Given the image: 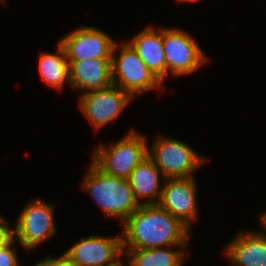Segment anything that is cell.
Wrapping results in <instances>:
<instances>
[{
	"instance_id": "obj_1",
	"label": "cell",
	"mask_w": 266,
	"mask_h": 266,
	"mask_svg": "<svg viewBox=\"0 0 266 266\" xmlns=\"http://www.w3.org/2000/svg\"><path fill=\"white\" fill-rule=\"evenodd\" d=\"M122 250L187 248L189 228L158 204H140L123 223ZM127 248V249H126Z\"/></svg>"
},
{
	"instance_id": "obj_2",
	"label": "cell",
	"mask_w": 266,
	"mask_h": 266,
	"mask_svg": "<svg viewBox=\"0 0 266 266\" xmlns=\"http://www.w3.org/2000/svg\"><path fill=\"white\" fill-rule=\"evenodd\" d=\"M83 187L99 204L107 216L120 217L122 223L136 211L138 203L128 179L102 172L93 162L88 169Z\"/></svg>"
},
{
	"instance_id": "obj_3",
	"label": "cell",
	"mask_w": 266,
	"mask_h": 266,
	"mask_svg": "<svg viewBox=\"0 0 266 266\" xmlns=\"http://www.w3.org/2000/svg\"><path fill=\"white\" fill-rule=\"evenodd\" d=\"M146 138L131 131L111 148L99 146L93 163L104 173L128 179L131 172L148 157Z\"/></svg>"
},
{
	"instance_id": "obj_4",
	"label": "cell",
	"mask_w": 266,
	"mask_h": 266,
	"mask_svg": "<svg viewBox=\"0 0 266 266\" xmlns=\"http://www.w3.org/2000/svg\"><path fill=\"white\" fill-rule=\"evenodd\" d=\"M116 49L117 44L115 43L111 57V77L114 85L132 98L134 94L162 86L163 83L147 67L128 42L122 44L119 58L114 55ZM117 76L119 77L118 82Z\"/></svg>"
},
{
	"instance_id": "obj_5",
	"label": "cell",
	"mask_w": 266,
	"mask_h": 266,
	"mask_svg": "<svg viewBox=\"0 0 266 266\" xmlns=\"http://www.w3.org/2000/svg\"><path fill=\"white\" fill-rule=\"evenodd\" d=\"M148 157L166 178L191 177L194 170L203 162V158L183 141L163 138L154 141Z\"/></svg>"
},
{
	"instance_id": "obj_6",
	"label": "cell",
	"mask_w": 266,
	"mask_h": 266,
	"mask_svg": "<svg viewBox=\"0 0 266 266\" xmlns=\"http://www.w3.org/2000/svg\"><path fill=\"white\" fill-rule=\"evenodd\" d=\"M166 59V74L177 77L196 71L206 57L198 44L187 33L177 29H162Z\"/></svg>"
},
{
	"instance_id": "obj_7",
	"label": "cell",
	"mask_w": 266,
	"mask_h": 266,
	"mask_svg": "<svg viewBox=\"0 0 266 266\" xmlns=\"http://www.w3.org/2000/svg\"><path fill=\"white\" fill-rule=\"evenodd\" d=\"M53 206L45 202L34 200L23 209L18 217L14 237L23 248L32 249L45 239L55 234Z\"/></svg>"
},
{
	"instance_id": "obj_8",
	"label": "cell",
	"mask_w": 266,
	"mask_h": 266,
	"mask_svg": "<svg viewBox=\"0 0 266 266\" xmlns=\"http://www.w3.org/2000/svg\"><path fill=\"white\" fill-rule=\"evenodd\" d=\"M133 98L118 86L83 93L79 105L97 130L117 119L121 111Z\"/></svg>"
},
{
	"instance_id": "obj_9",
	"label": "cell",
	"mask_w": 266,
	"mask_h": 266,
	"mask_svg": "<svg viewBox=\"0 0 266 266\" xmlns=\"http://www.w3.org/2000/svg\"><path fill=\"white\" fill-rule=\"evenodd\" d=\"M68 61L111 58L115 41L102 30L94 27H81L70 32L59 42Z\"/></svg>"
},
{
	"instance_id": "obj_10",
	"label": "cell",
	"mask_w": 266,
	"mask_h": 266,
	"mask_svg": "<svg viewBox=\"0 0 266 266\" xmlns=\"http://www.w3.org/2000/svg\"><path fill=\"white\" fill-rule=\"evenodd\" d=\"M122 237H97L90 235L73 244L65 254L80 266H120ZM118 257V258H117Z\"/></svg>"
},
{
	"instance_id": "obj_11",
	"label": "cell",
	"mask_w": 266,
	"mask_h": 266,
	"mask_svg": "<svg viewBox=\"0 0 266 266\" xmlns=\"http://www.w3.org/2000/svg\"><path fill=\"white\" fill-rule=\"evenodd\" d=\"M158 205L188 228L196 219V183L193 177L166 178Z\"/></svg>"
},
{
	"instance_id": "obj_12",
	"label": "cell",
	"mask_w": 266,
	"mask_h": 266,
	"mask_svg": "<svg viewBox=\"0 0 266 266\" xmlns=\"http://www.w3.org/2000/svg\"><path fill=\"white\" fill-rule=\"evenodd\" d=\"M69 84L75 89L86 92L102 90L112 83L111 58H95L80 61H68Z\"/></svg>"
},
{
	"instance_id": "obj_13",
	"label": "cell",
	"mask_w": 266,
	"mask_h": 266,
	"mask_svg": "<svg viewBox=\"0 0 266 266\" xmlns=\"http://www.w3.org/2000/svg\"><path fill=\"white\" fill-rule=\"evenodd\" d=\"M226 248L234 266H266V233L241 232Z\"/></svg>"
},
{
	"instance_id": "obj_14",
	"label": "cell",
	"mask_w": 266,
	"mask_h": 266,
	"mask_svg": "<svg viewBox=\"0 0 266 266\" xmlns=\"http://www.w3.org/2000/svg\"><path fill=\"white\" fill-rule=\"evenodd\" d=\"M142 61L163 83L166 76V59L162 40V29L144 28L128 42Z\"/></svg>"
},
{
	"instance_id": "obj_15",
	"label": "cell",
	"mask_w": 266,
	"mask_h": 266,
	"mask_svg": "<svg viewBox=\"0 0 266 266\" xmlns=\"http://www.w3.org/2000/svg\"><path fill=\"white\" fill-rule=\"evenodd\" d=\"M160 174L163 176L161 170L154 164V162L147 157L131 172L128 181L132 188L133 195L139 203V198H148V201L141 204H158L162 194L160 188ZM158 197V198H156ZM150 198L152 200L150 201ZM155 198V200H153Z\"/></svg>"
},
{
	"instance_id": "obj_16",
	"label": "cell",
	"mask_w": 266,
	"mask_h": 266,
	"mask_svg": "<svg viewBox=\"0 0 266 266\" xmlns=\"http://www.w3.org/2000/svg\"><path fill=\"white\" fill-rule=\"evenodd\" d=\"M58 54L42 53L39 70L45 83L53 88L62 90L63 84L70 82L69 63L63 46L59 43Z\"/></svg>"
},
{
	"instance_id": "obj_17",
	"label": "cell",
	"mask_w": 266,
	"mask_h": 266,
	"mask_svg": "<svg viewBox=\"0 0 266 266\" xmlns=\"http://www.w3.org/2000/svg\"><path fill=\"white\" fill-rule=\"evenodd\" d=\"M130 257L129 266H182L184 252L167 248L135 249L126 251Z\"/></svg>"
},
{
	"instance_id": "obj_18",
	"label": "cell",
	"mask_w": 266,
	"mask_h": 266,
	"mask_svg": "<svg viewBox=\"0 0 266 266\" xmlns=\"http://www.w3.org/2000/svg\"><path fill=\"white\" fill-rule=\"evenodd\" d=\"M14 239L0 248V266H19L16 251L11 247L15 241Z\"/></svg>"
},
{
	"instance_id": "obj_19",
	"label": "cell",
	"mask_w": 266,
	"mask_h": 266,
	"mask_svg": "<svg viewBox=\"0 0 266 266\" xmlns=\"http://www.w3.org/2000/svg\"><path fill=\"white\" fill-rule=\"evenodd\" d=\"M14 238L13 229L6 223L0 226V248L7 245Z\"/></svg>"
},
{
	"instance_id": "obj_20",
	"label": "cell",
	"mask_w": 266,
	"mask_h": 266,
	"mask_svg": "<svg viewBox=\"0 0 266 266\" xmlns=\"http://www.w3.org/2000/svg\"><path fill=\"white\" fill-rule=\"evenodd\" d=\"M46 259L52 264V266H80L65 253L57 259L51 258L50 256H48Z\"/></svg>"
},
{
	"instance_id": "obj_21",
	"label": "cell",
	"mask_w": 266,
	"mask_h": 266,
	"mask_svg": "<svg viewBox=\"0 0 266 266\" xmlns=\"http://www.w3.org/2000/svg\"><path fill=\"white\" fill-rule=\"evenodd\" d=\"M36 266H52V264L47 260L39 261L36 263Z\"/></svg>"
},
{
	"instance_id": "obj_22",
	"label": "cell",
	"mask_w": 266,
	"mask_h": 266,
	"mask_svg": "<svg viewBox=\"0 0 266 266\" xmlns=\"http://www.w3.org/2000/svg\"><path fill=\"white\" fill-rule=\"evenodd\" d=\"M261 221H262V224H264V226L266 228V212L263 213V215L261 216Z\"/></svg>"
},
{
	"instance_id": "obj_23",
	"label": "cell",
	"mask_w": 266,
	"mask_h": 266,
	"mask_svg": "<svg viewBox=\"0 0 266 266\" xmlns=\"http://www.w3.org/2000/svg\"><path fill=\"white\" fill-rule=\"evenodd\" d=\"M196 2V1H200V0H178V2Z\"/></svg>"
},
{
	"instance_id": "obj_24",
	"label": "cell",
	"mask_w": 266,
	"mask_h": 266,
	"mask_svg": "<svg viewBox=\"0 0 266 266\" xmlns=\"http://www.w3.org/2000/svg\"><path fill=\"white\" fill-rule=\"evenodd\" d=\"M5 221L3 220V218H1L0 216V226L4 223Z\"/></svg>"
}]
</instances>
